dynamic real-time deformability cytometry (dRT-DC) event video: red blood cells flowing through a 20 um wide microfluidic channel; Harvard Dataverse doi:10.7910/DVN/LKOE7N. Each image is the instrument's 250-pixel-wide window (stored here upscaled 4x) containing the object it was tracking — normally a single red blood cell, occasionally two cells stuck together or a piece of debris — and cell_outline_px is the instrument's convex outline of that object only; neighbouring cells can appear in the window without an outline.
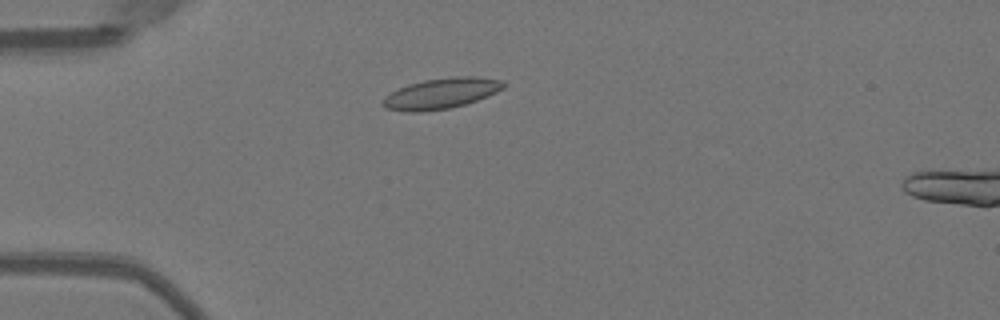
{"species": "Egyptian fruit bat (a non-hibernating species)", "species_latin": "Rousettus aegyptiacus", "temperature_condition": "warm", "stored_images_in_passage": 48, "camera_frame_rate_fps": 3000, "um_per_image_px": 0.085, "animal": {"sex": "female"}, "frame": {"image": 1, "passage_image": 11, "time_ms": 3.333, "image_size_px": [1000, 320], "cell_outline_px": [[504, 88], [488, 96], [464, 104], [448, 108], [424, 112], [404, 112], [384, 108], [380, 104], [380, 100], [384, 96], [408, 84], [424, 80], [452, 76], [476, 76], [500, 80], [504, 84]], "centroid_in_image_um": [37.43, 7.95], "position_along_channel_um": 47.6, "area_um2": 21.68}}
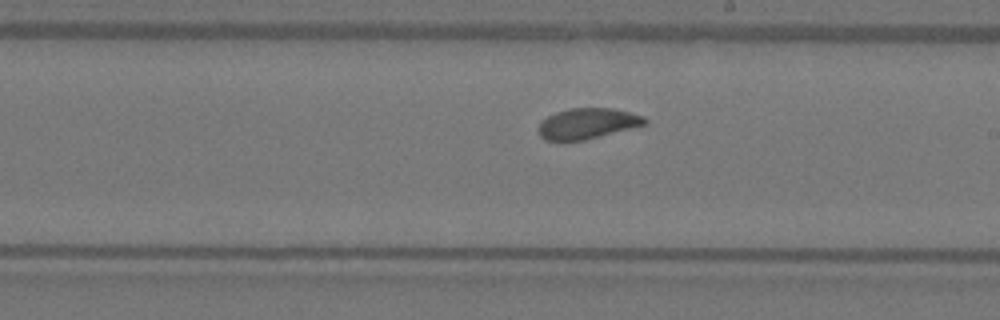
{"frame": {"image": 2, "passage_image": 27, "time_ms": 8.667, "image_size_px": [1000, 320], "cell_outline_px": [[648, 124], [584, 140], [544, 140], [540, 136], [540, 120], [556, 112], [572, 108], [612, 108], [644, 116], [648, 120]], "centroid_in_image_um": [49.96, 10.49], "position_along_channel_um": 239.0, "area_um2": 18.84}}
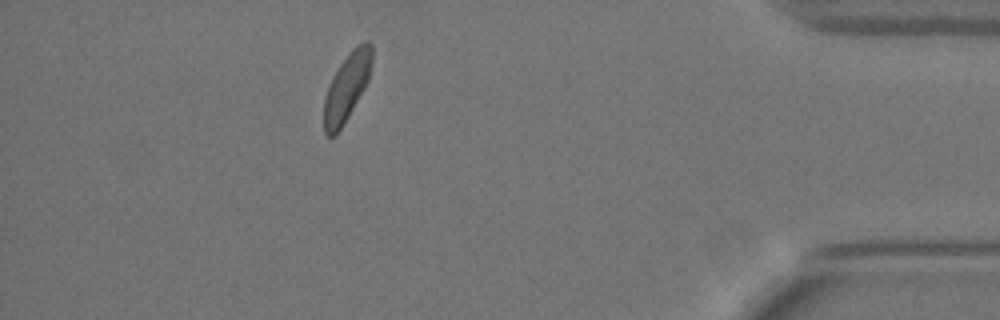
{"frame": {"image": 3, "passage_image": 43, "time_ms": 14.0, "image_size_px": [1000, 320], "cell_outline_px": [[372, 60], [368, 80], [364, 88], [348, 116], [336, 136], [328, 136], [324, 132], [324, 96], [328, 84], [340, 64], [352, 48], [356, 44], [364, 40], [368, 40], [372, 44]], "centroid_in_image_um": [29.47, 7.37], "position_along_channel_um": 405.7, "area_um2": 18.9}, "authors_computed_cell_mechanics": {"area_um2": 19.7098, "velocity_mm_per_s": 3.9602, "shape_relaxation_time_tau1_ms": 3.0187, "shape_relaxation_time_tau2_ms": 0.8492, "deformation_change_tau1": 0.0878, "deformation_change_tau2": 0.058}}